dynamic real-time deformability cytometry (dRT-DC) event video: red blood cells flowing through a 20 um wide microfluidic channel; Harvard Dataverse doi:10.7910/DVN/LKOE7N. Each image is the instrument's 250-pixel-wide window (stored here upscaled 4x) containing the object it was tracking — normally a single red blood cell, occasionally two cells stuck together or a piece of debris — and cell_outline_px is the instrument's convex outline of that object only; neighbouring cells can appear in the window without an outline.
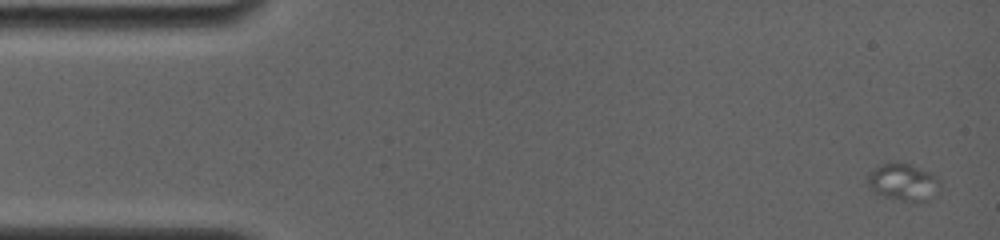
{"species": "common noctule bat (a hibernating species)", "species_latin": "Nyctalus noctula", "temperature_condition": "room temperature", "stored_images_in_passage": 6, "camera_frame_rate_fps": 4000, "um_per_image_px": 0.085, "animal": {"sex": "female", "body_mass_g": 19.0, "forearm_length_mm": 56.7}, "frame": {"image": 1, "passage_image": 1, "time_ms": 0.0, "image_size_px": [1000, 240], "cell_outline_px": [[940, 184], [936, 196], [928, 200], [916, 204], [912, 204], [884, 196], [868, 188], [868, 172], [884, 164], [908, 164], [932, 172], [940, 180]], "centroid_in_image_um": [76.84, 15.54], "position_along_channel_um": 8.2, "area_um2": 15.84}}
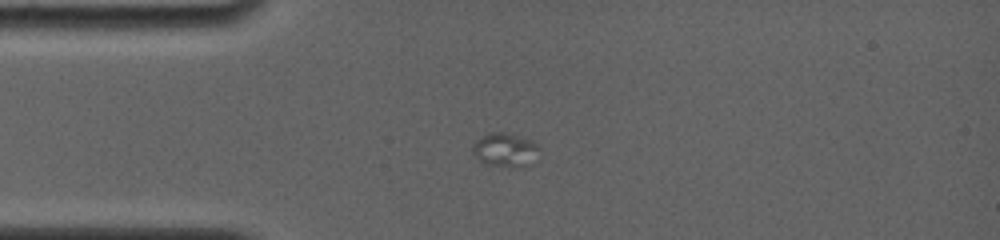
{"frame": {"image": 2, "passage_image": 4, "time_ms": 3.75, "image_size_px": [1000, 240], "cell_outline_px": [[536, 148], [524, 164], [484, 164], [472, 152], [472, 144], [476, 140], [492, 132], [504, 132], [532, 140], [536, 144]], "centroid_in_image_um": [42.77, 12.65], "position_along_channel_um": 42.2, "area_um2": 11.73}}